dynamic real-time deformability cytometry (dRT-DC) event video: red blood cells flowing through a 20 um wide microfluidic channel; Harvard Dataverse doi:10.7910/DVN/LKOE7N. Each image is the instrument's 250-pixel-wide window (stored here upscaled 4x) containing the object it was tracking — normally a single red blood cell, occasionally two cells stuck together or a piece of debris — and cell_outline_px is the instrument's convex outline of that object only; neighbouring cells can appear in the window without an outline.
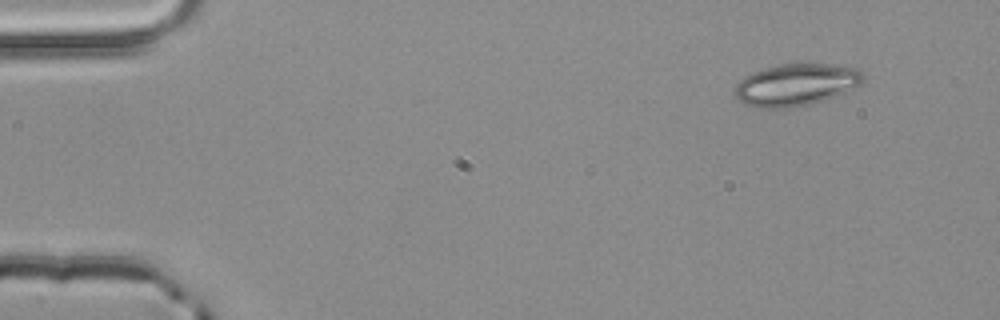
{"species": "common noctule bat (a hibernating species)", "species_latin": "Nyctalus noctula", "temperature_condition": "room temperature", "stored_images_in_passage": 49, "camera_frame_rate_fps": 3000, "um_per_image_px": 0.085, "animal": {"sex": "male", "body_mass_g": 20.4}, "frame": {"image": 1, "passage_image": 1, "time_ms": 0.0, "image_size_px": [1000, 320], "cell_outline_px": [[868, 76], [860, 84], [844, 92], [824, 100], [792, 108], [760, 108], [744, 104], [736, 96], [736, 84], [744, 76], [752, 72], [780, 64], [832, 64], [860, 68]], "centroid_in_image_um": [67.71, 7.19], "position_along_channel_um": 17.3, "area_um2": 31.5}}
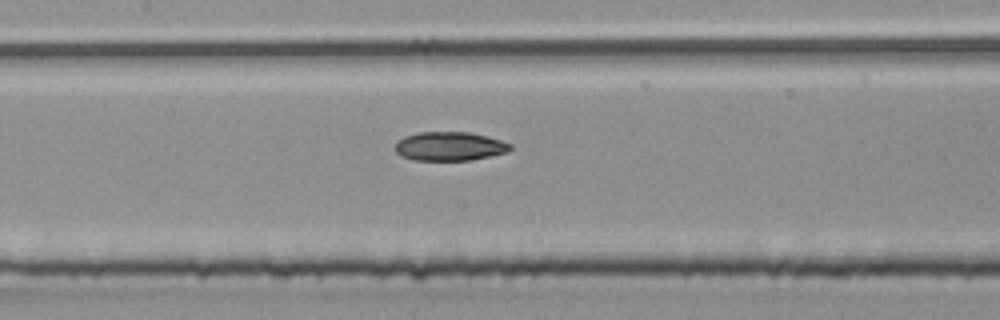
{"frame": {"image": 2, "passage_image": 21, "time_ms": 6.667, "image_size_px": [1000, 320], "cell_outline_px": [[512, 148], [508, 152], [468, 160], [412, 160], [400, 156], [396, 152], [396, 144], [404, 136], [420, 132], [472, 132], [488, 136], [512, 144]], "centroid_in_image_um": [38.23, 12.43], "position_along_channel_um": 169.2, "area_um2": 19.36}}
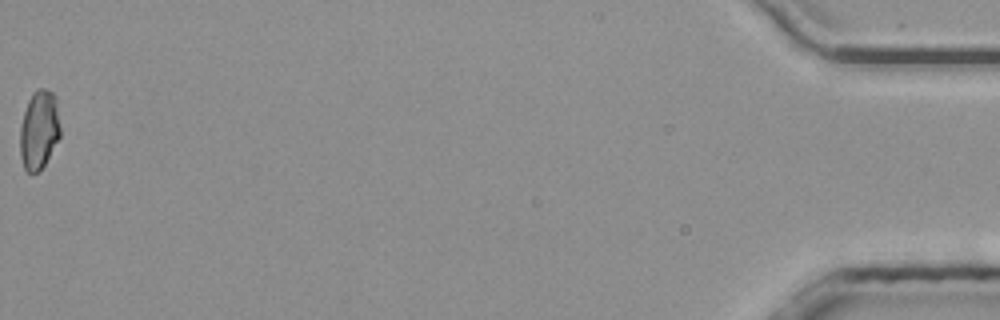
{"frame": {"image": 3, "passage_image": 49, "time_ms": 16.0, "image_size_px": [1000, 320], "cell_outline_px": [[60, 136], [40, 172], [28, 172], [24, 168], [20, 156], [20, 124], [28, 100], [32, 92], [36, 88], [44, 88], [52, 92], [56, 96], [60, 128]], "centroid_in_image_um": [3.31, 11.01], "position_along_channel_um": 431.9, "area_um2": 18.67}, "authors_computed_cell_mechanics": {"area_um2": 19.5942, "velocity_mm_per_s": 3.9487, "shape_relaxation_time_tau1_ms": 6.1516, "shape_relaxation_time_tau2_ms": 2.8915, "deformation_change_tau1": 0.1431, "deformation_change_tau2": 0.0601}}